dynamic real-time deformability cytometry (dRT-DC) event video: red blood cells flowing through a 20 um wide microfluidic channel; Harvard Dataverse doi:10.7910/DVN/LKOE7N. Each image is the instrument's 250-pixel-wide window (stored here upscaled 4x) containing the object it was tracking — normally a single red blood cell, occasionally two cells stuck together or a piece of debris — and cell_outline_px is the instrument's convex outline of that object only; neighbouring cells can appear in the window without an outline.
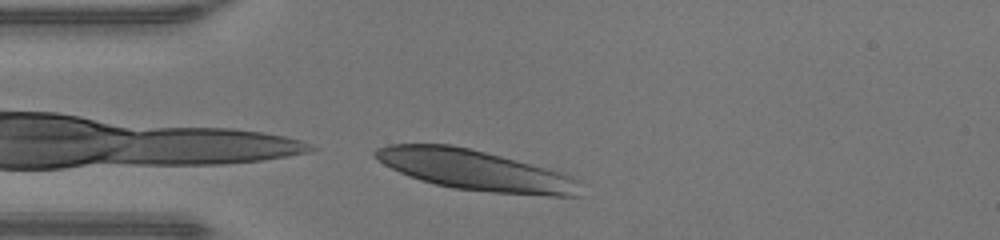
{"species": "human", "species_latin": "Homo sapiens", "temperature_condition": "warm", "stored_images_in_passage": 36, "camera_frame_rate_fps": 3000, "um_per_image_px": 0.085, "donor": {"sex": "male"}, "frame": {"image": 1, "passage_image": 1, "time_ms": 0.0, "image_size_px": [1000, 240], "cell_outline_px": [[580, 196], [548, 196], [492, 192], [456, 188], [436, 184], [420, 180], [408, 176], [384, 164], [372, 156], [372, 152], [376, 148], [388, 144], [448, 144], [468, 148], [564, 172], [580, 180]], "centroid_in_image_um": [40.41, 14.47], "position_along_channel_um": 44.6, "area_um2": 48.09}}
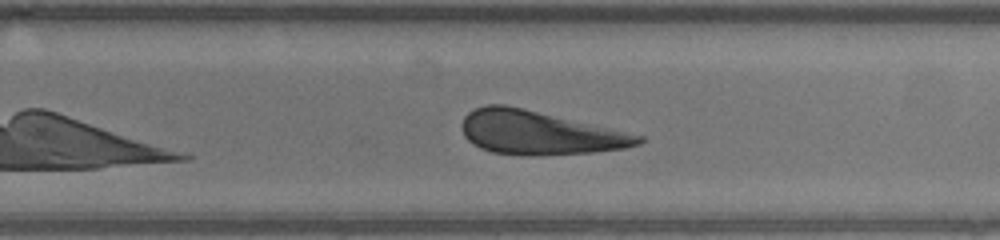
{"frame": {"image": 2, "passage_image": 19, "time_ms": 6.0, "image_size_px": [1000, 240], "cell_outline_px": [[644, 140], [640, 144], [624, 148], [592, 152], [532, 156], [524, 156], [492, 152], [480, 148], [472, 144], [464, 136], [460, 124], [464, 116], [468, 112], [476, 108], [488, 104], [504, 104], [524, 108], [644, 136]], "centroid_in_image_um": [45.78, 11.28], "position_along_channel_um": 284.0, "area_um2": 44.91}}
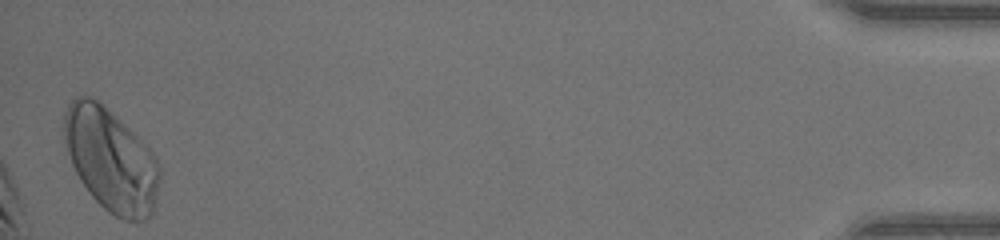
{"frame": {"image": 3, "passage_image": 36, "time_ms": 11.667, "image_size_px": [1000, 240], "cell_outline_px": [[160, 176], [156, 208], [144, 220], [124, 220], [108, 212], [92, 196], [80, 180], [72, 164], [68, 152], [64, 136], [64, 112], [68, 104], [76, 96], [92, 96], [100, 100], [156, 156], [160, 164]], "centroid_in_image_um": [9.44, 13.59], "position_along_channel_um": 425.8, "area_um2": 57.34}, "authors_computed_cell_mechanics": {"area_um2": 45.8643, "velocity_mm_per_s": 4.2786, "shape_relaxation_time_tau1_ms": null, "shape_relaxation_time_tau2_ms": 1.1173, "deformation_change_tau1": null, "deformation_change_tau2": 0.0962}}